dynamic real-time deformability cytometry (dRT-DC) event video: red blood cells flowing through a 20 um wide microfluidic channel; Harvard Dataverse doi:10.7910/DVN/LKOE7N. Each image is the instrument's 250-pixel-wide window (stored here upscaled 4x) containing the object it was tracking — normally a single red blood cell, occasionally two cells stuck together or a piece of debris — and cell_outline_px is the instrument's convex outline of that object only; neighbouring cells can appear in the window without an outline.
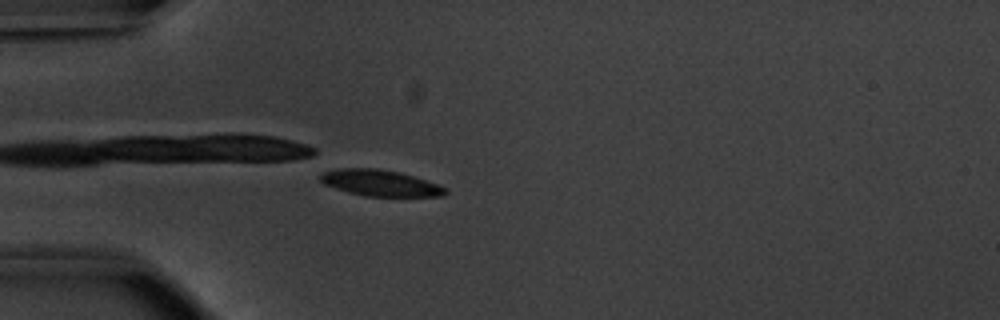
{"species": "common noctule bat (a hibernating species)", "species_latin": "Nyctalus noctula", "temperature_condition": "warm", "stored_images_in_passage": 55, "camera_frame_rate_fps": 3000, "um_per_image_px": 0.085, "animal": {"sex": "male", "body_mass_g": 20.1, "forearm_length_mm": 53.5}, "frame": {"image": 1, "passage_image": 17, "time_ms": 5.333, "image_size_px": [1000, 320], "cell_outline_px": [[448, 192], [444, 196], [364, 196], [348, 192], [324, 184], [320, 180], [320, 176], [324, 172], [336, 168], [376, 168], [400, 172], [448, 188]], "centroid_in_image_um": [32.31, 15.55], "position_along_channel_um": 52.7, "area_um2": 18.96}}
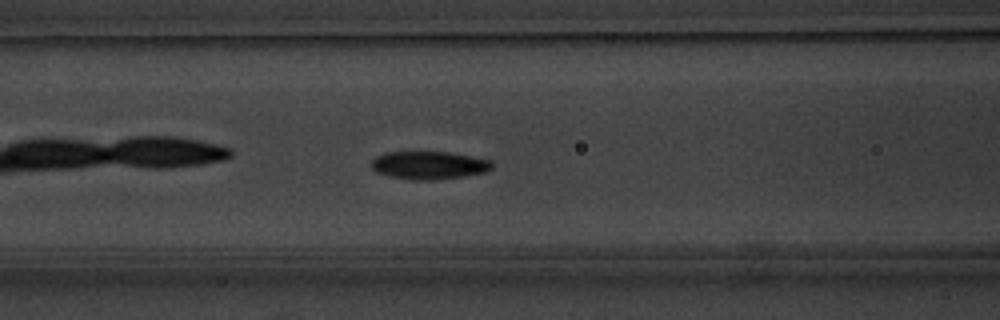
{"frame": {"image": 2, "passage_image": 24, "time_ms": 7.667, "image_size_px": [1000, 320], "cell_outline_px": [[492, 168], [484, 172], [464, 176], [436, 180], [412, 180], [392, 176], [376, 172], [372, 168], [372, 160], [376, 156], [388, 152], [448, 152], [472, 156], [492, 160]], "centroid_in_image_um": [36.48, 14.04], "position_along_channel_um": 130.1, "area_um2": 19.59}}
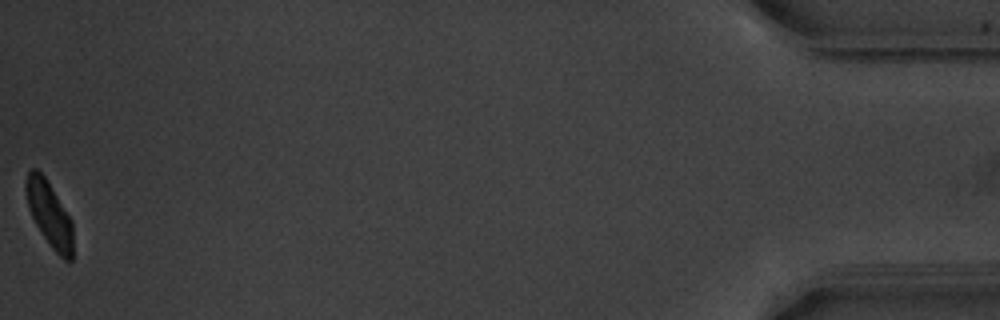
{"frame": {"image": 3, "passage_image": 55, "time_ms": 18.0, "image_size_px": [1000, 320], "cell_outline_px": [[72, 260], [64, 260], [52, 248], [36, 224], [28, 208], [24, 188], [24, 180], [28, 172], [32, 168], [36, 168], [44, 176], [72, 220]], "centroid_in_image_um": [4.17, 18.16], "position_along_channel_um": 431.0, "area_um2": 17.69}, "authors_computed_cell_mechanics": {"area_um2": 19.0162, "velocity_mm_per_s": 3.7976, "shape_relaxation_time_tau1_ms": 2.5855, "shape_relaxation_time_tau2_ms": 2.3593, "deformation_change_tau1": 0.1142, "deformation_change_tau2": 0.0582}}